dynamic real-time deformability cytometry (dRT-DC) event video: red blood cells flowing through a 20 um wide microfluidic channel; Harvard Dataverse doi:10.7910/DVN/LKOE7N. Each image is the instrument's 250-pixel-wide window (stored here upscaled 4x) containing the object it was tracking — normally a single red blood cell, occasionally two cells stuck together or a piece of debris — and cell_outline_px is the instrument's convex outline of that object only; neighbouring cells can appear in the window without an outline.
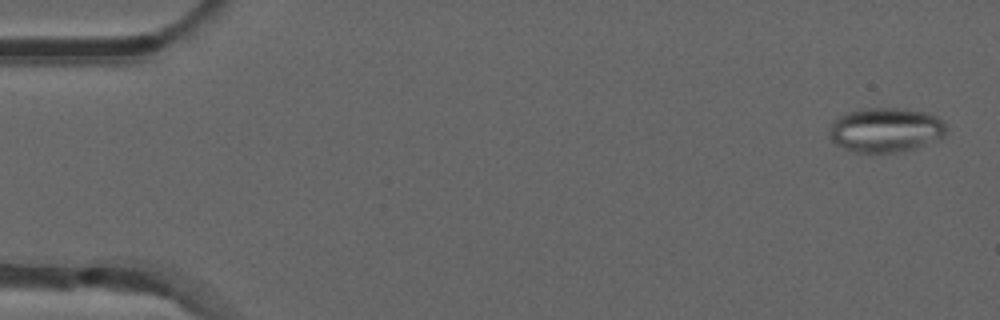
{"species": "common noctule bat (a hibernating species)", "species_latin": "Nyctalus noctula", "temperature_condition": "room temperature", "stored_images_in_passage": 52, "segment_of_instrument_passage": [1, 2], "camera_frame_rate_fps": 3000, "um_per_image_px": 0.085, "animal": {"sex": "male", "forearm_length_mm": 52.5}, "frame": {"image": 1, "passage_image": 2, "time_ms": 0.333, "image_size_px": [1000, 320], "cell_outline_px": [[948, 128], [944, 136], [916, 148], [896, 152], [856, 152], [844, 148], [836, 144], [832, 140], [828, 132], [832, 124], [840, 116], [848, 112], [864, 108], [904, 108], [924, 112], [936, 116]], "centroid_in_image_um": [75.29, 11.04], "position_along_channel_um": 9.7, "area_um2": 30.11}}